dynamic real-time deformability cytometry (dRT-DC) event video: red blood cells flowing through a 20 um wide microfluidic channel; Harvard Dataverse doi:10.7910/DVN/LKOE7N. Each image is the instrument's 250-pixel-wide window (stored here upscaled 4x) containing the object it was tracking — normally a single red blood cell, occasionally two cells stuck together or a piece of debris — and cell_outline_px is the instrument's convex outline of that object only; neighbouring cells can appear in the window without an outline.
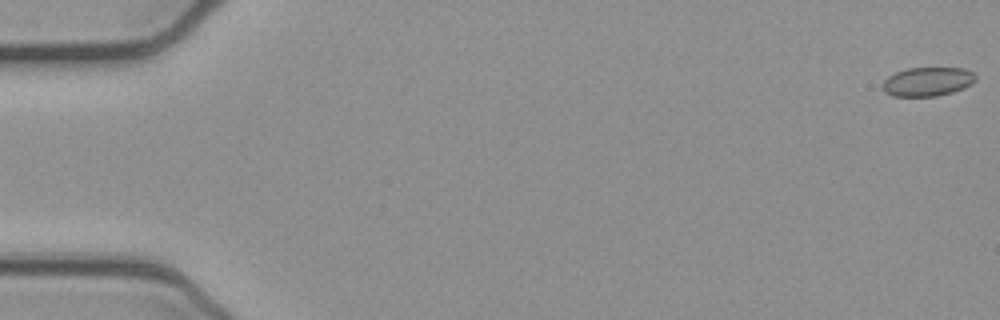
{"species": "common noctule bat (a hibernating species)", "species_latin": "Nyctalus noctula", "temperature_condition": "cold", "stored_images_in_passage": 53, "camera_frame_rate_fps": 3000, "um_per_image_px": 0.085, "animal": {"sex": "female", "body_mass_g": 21.9}, "frame": {"image": 1, "passage_image": 1, "time_ms": 0.0, "image_size_px": [1000, 320], "cell_outline_px": [[976, 80], [972, 84], [964, 88], [952, 92], [936, 96], [892, 96], [884, 92], [884, 80], [888, 76], [896, 72], [908, 68], [964, 68], [972, 72], [976, 76]], "centroid_in_image_um": [78.86, 6.94], "position_along_channel_um": 6.1, "area_um2": 15.66}}
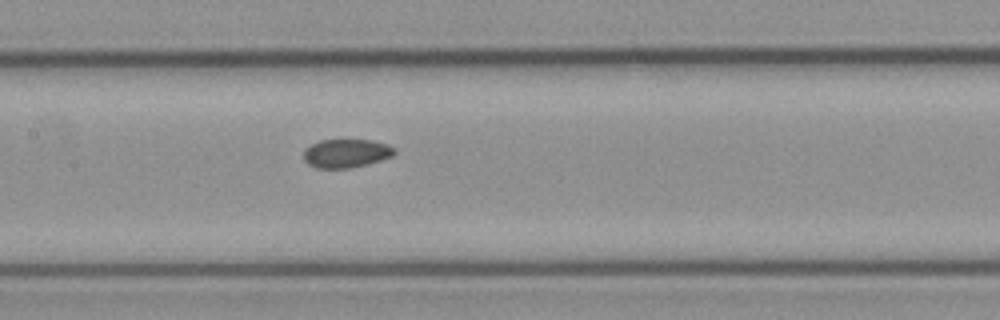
{"frame": {"image": 2, "passage_image": 26, "time_ms": 8.333, "image_size_px": [1000, 320], "cell_outline_px": [[396, 152], [392, 156], [380, 160], [348, 168], [316, 168], [308, 164], [304, 160], [304, 148], [320, 140], [372, 140], [388, 144], [396, 148]], "centroid_in_image_um": [29.42, 13.02], "position_along_channel_um": 178.0, "area_um2": 15.09}}
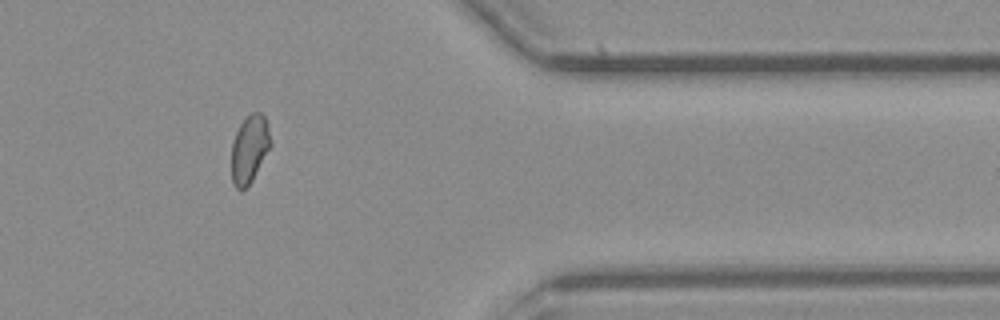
{"frame": {"image": 3, "passage_image": 44, "time_ms": 14.333, "image_size_px": [1000, 320], "cell_outline_px": [[272, 144], [252, 180], [244, 188], [236, 188], [232, 184], [232, 144], [236, 132], [244, 116], [252, 112], [260, 112], [264, 116], [268, 128]], "centroid_in_image_um": [21.2, 12.62], "position_along_channel_um": 390.2, "area_um2": 15.32}, "authors_computed_cell_mechanics": {"area_um2": 15.7794, "velocity_mm_per_s": 3.8993, "shape_relaxation_time_tau1_ms": null, "shape_relaxation_time_tau2_ms": 8.2097, "deformation_change_tau1": null, "deformation_change_tau2": 0.1}}